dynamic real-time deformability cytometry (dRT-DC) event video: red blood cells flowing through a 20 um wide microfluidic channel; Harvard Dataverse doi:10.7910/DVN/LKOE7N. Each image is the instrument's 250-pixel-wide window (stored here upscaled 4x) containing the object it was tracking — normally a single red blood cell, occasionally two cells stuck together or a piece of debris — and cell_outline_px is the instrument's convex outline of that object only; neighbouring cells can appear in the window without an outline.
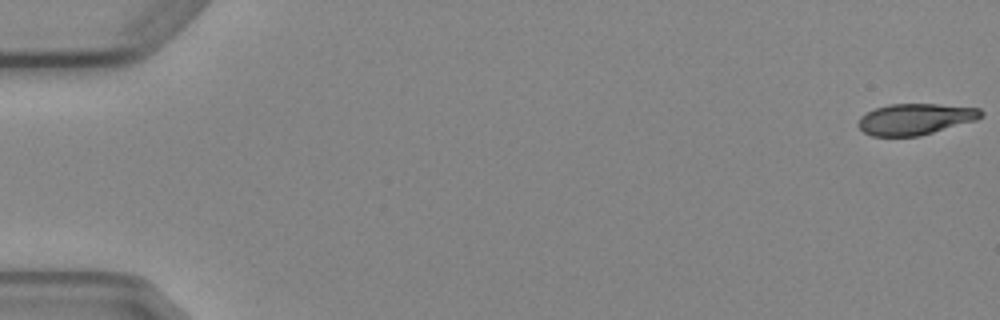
{"species": "Egyptian fruit bat (a non-hibernating species)", "species_latin": "Rousettus aegyptiacus", "temperature_condition": "cold", "stored_images_in_passage": 8, "camera_frame_rate_fps": 3000, "um_per_image_px": 0.085, "animal": {"sex": "female"}, "frame": {"image": 1, "passage_image": 1, "time_ms": 0.0, "image_size_px": [1000, 320], "cell_outline_px": [[984, 116], [976, 120], [920, 136], [872, 136], [864, 132], [856, 124], [860, 116], [876, 108], [888, 104], [940, 104], [980, 108], [984, 112]], "centroid_in_image_um": [77.81, 10.12], "position_along_channel_um": 7.2, "area_um2": 22.43}}
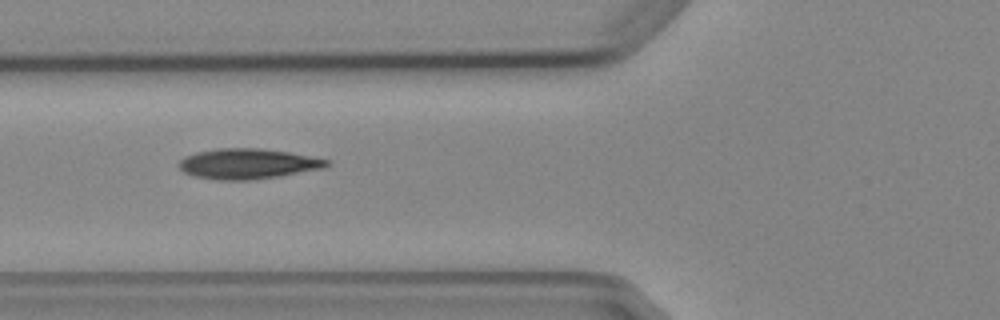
{"frame": {"image": 2, "passage_image": 6, "time_ms": 6.667, "image_size_px": [1000, 320], "cell_outline_px": [[332, 164], [324, 168], [280, 176], [248, 180], [216, 180], [196, 176], [184, 172], [180, 168], [180, 160], [184, 156], [196, 152], [216, 148], [260, 148], [288, 152], [332, 160]], "centroid_in_image_um": [21.1, 13.91], "position_along_channel_um": 104.7, "area_um2": 26.18}}
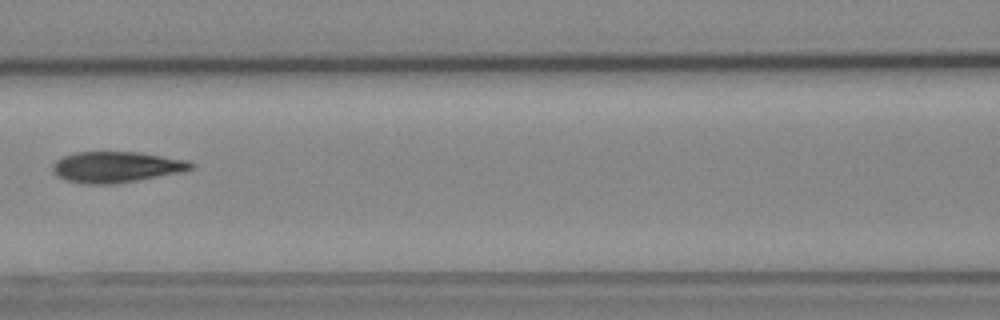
{"frame": {"image": 3, "passage_image": 7, "time_ms": 8.0, "image_size_px": [1000, 320], "cell_outline_px": [[192, 168], [184, 172], [116, 184], [84, 184], [64, 180], [56, 176], [52, 172], [52, 164], [56, 160], [64, 156], [76, 152], [140, 152], [188, 160], [192, 164]], "centroid_in_image_um": [9.86, 14.2], "position_along_channel_um": 156.7, "area_um2": 25.2}}